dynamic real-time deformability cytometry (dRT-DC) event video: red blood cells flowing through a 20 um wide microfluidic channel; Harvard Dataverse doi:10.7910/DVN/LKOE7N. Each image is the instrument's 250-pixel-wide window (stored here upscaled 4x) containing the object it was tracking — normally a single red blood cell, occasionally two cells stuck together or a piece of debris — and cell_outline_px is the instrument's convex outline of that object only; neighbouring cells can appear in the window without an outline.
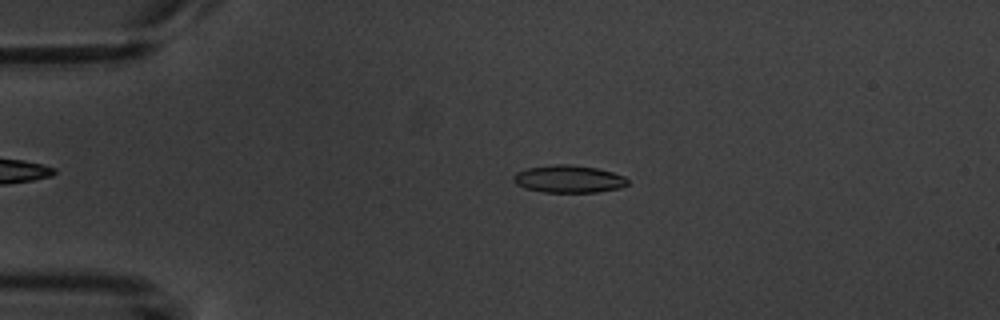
{"species": "common noctule bat (a hibernating species)", "species_latin": "Nyctalus noctula", "temperature_condition": "warm", "stored_images_in_passage": 3, "camera_frame_rate_fps": 3000, "um_per_image_px": 0.085, "animal": {"sex": "male", "body_mass_g": 20.1, "forearm_length_mm": 53.5}, "frame": {"image": 1, "passage_image": 2, "time_ms": 1.0, "image_size_px": [1000, 320], "cell_outline_px": [[628, 184], [620, 188], [596, 192], [544, 192], [524, 188], [516, 184], [512, 180], [512, 176], [516, 172], [528, 168], [552, 164], [568, 164], [596, 168], [612, 172], [624, 176], [628, 180]], "centroid_in_image_um": [48.31, 15.21], "position_along_channel_um": 36.7, "area_um2": 18.32}}